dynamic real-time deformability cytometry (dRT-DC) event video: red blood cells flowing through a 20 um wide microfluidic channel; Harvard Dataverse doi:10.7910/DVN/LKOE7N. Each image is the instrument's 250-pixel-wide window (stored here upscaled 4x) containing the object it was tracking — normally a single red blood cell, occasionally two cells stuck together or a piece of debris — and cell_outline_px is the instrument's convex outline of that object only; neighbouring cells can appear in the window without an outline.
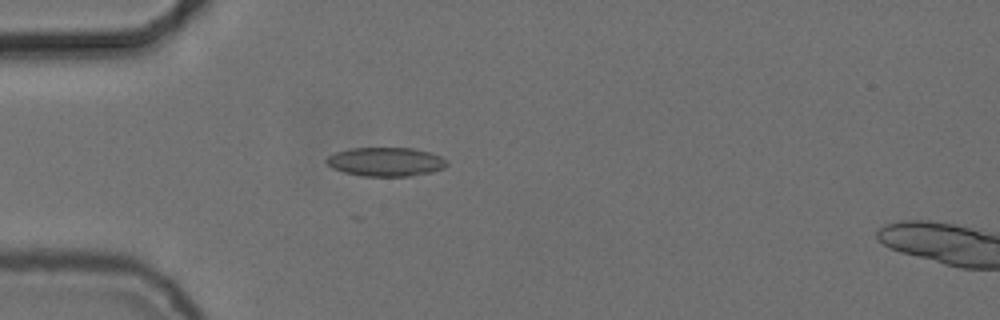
{"species": "common noctule bat (a hibernating species)", "species_latin": "Nyctalus noctula", "temperature_condition": "cold", "stored_images_in_passage": 40, "camera_frame_rate_fps": 3000, "um_per_image_px": 0.085, "animal": {"sex": "female", "body_mass_g": 24.6, "forearm_length_mm": 56.2}, "frame": {"image": 1, "passage_image": 1, "time_ms": 0.0, "image_size_px": [1000, 320], "cell_outline_px": [[448, 164], [444, 168], [432, 172], [408, 176], [364, 176], [344, 172], [332, 168], [324, 160], [328, 156], [336, 152], [348, 148], [412, 148], [428, 152], [440, 156], [448, 160]], "centroid_in_image_um": [32.79, 13.75], "position_along_channel_um": 52.2, "area_um2": 20.29}}
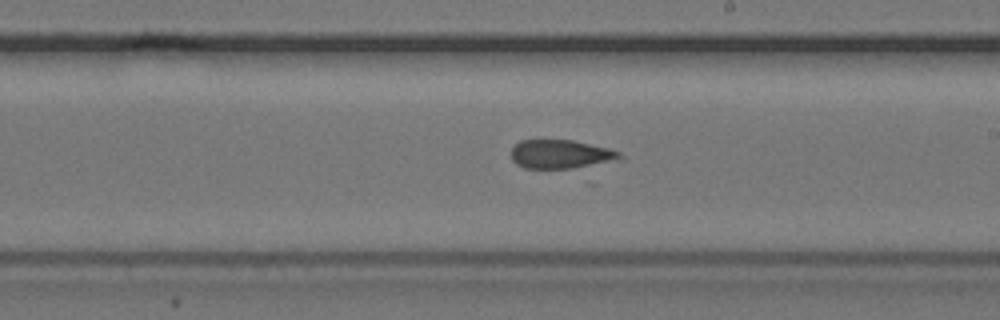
{"frame": {"image": 2, "passage_image": 17, "time_ms": 5.333, "image_size_px": [1000, 320], "cell_outline_px": [[624, 160], [572, 168], [524, 168], [516, 164], [512, 160], [512, 148], [520, 140], [572, 140], [608, 148], [620, 152], [624, 156]], "centroid_in_image_um": [47.71, 13.11], "position_along_channel_um": 241.3, "area_um2": 18.32}}
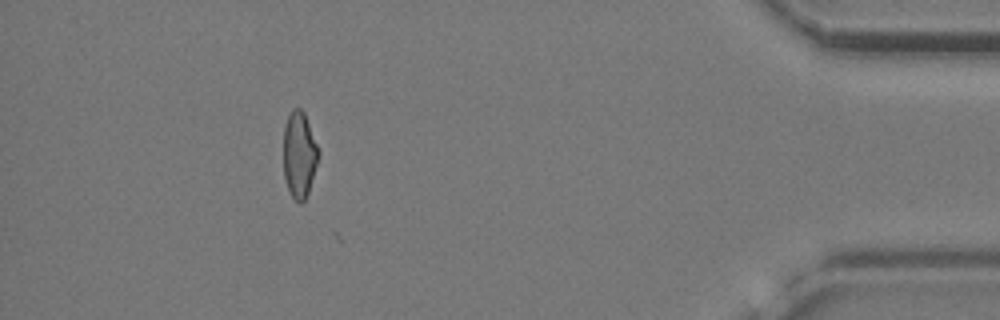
{"frame": {"image": 3, "passage_image": 35, "time_ms": 11.333, "image_size_px": [1000, 320], "cell_outline_px": [[320, 156], [308, 192], [304, 200], [300, 204], [292, 196], [288, 188], [284, 176], [284, 128], [288, 116], [292, 108], [300, 108], [304, 112], [320, 152]], "centroid_in_image_um": [25.45, 13.14], "position_along_channel_um": 409.7, "area_um2": 17.51}}